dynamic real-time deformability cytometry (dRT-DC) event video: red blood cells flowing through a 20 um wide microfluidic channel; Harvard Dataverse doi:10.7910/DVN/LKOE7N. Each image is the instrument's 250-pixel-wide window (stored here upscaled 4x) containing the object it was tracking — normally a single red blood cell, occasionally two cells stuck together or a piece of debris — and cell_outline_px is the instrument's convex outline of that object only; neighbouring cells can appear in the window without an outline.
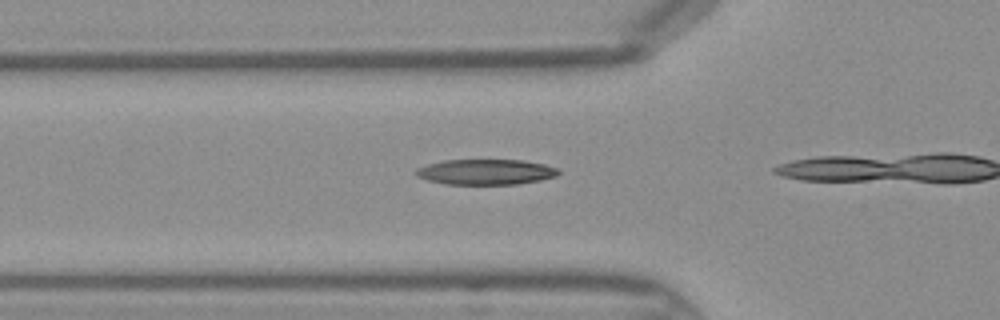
{"species": "Egyptian fruit bat (a non-hibernating species)", "species_latin": "Rousettus aegyptiacus", "temperature_condition": "warm", "stored_images_in_passage": 6, "camera_frame_rate_fps": 3000, "um_per_image_px": 0.085, "frame": {"image": 1, "passage_image": 4, "time_ms": 1.0, "image_size_px": [1000, 320], "cell_outline_px": [[560, 172], [556, 176], [540, 180], [516, 184], [444, 184], [428, 180], [416, 176], [416, 168], [428, 164], [444, 160], [524, 160], [544, 164], [560, 168]], "centroid_in_image_um": [41.31, 14.61], "position_along_channel_um": 84.5, "area_um2": 21.15}}